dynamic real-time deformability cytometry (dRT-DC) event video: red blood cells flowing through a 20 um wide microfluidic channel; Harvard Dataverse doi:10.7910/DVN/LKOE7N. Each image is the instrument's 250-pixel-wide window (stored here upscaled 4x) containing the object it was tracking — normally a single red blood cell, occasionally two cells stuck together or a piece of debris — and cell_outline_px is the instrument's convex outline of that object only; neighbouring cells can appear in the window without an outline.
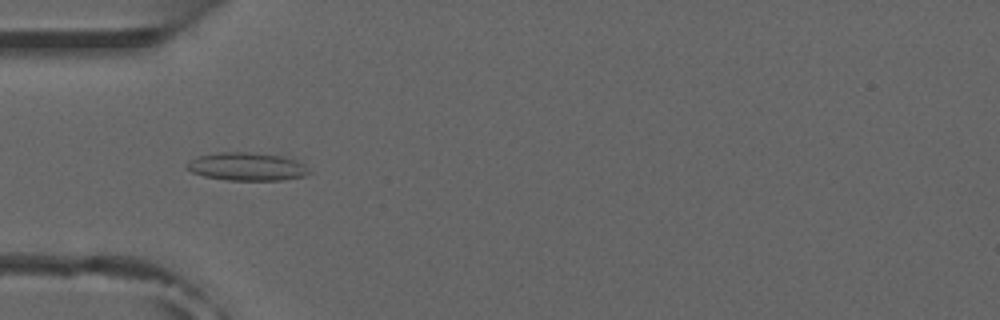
{"species": "common noctule bat (a hibernating species)", "species_latin": "Nyctalus noctula", "temperature_condition": "room temperature", "stored_images_in_passage": 52, "camera_frame_rate_fps": 3000, "um_per_image_px": 0.085, "animal": {"sex": "male", "forearm_length_mm": 52.5}, "frame": {"image": 1, "passage_image": 16, "time_ms": 5.0, "image_size_px": [1000, 320], "cell_outline_px": [[312, 172], [304, 176], [284, 180], [228, 180], [204, 176], [192, 172], [184, 168], [184, 164], [196, 156], [220, 152], [248, 152], [284, 156], [296, 160], [304, 164]], "centroid_in_image_um": [20.97, 14.16], "position_along_channel_um": 64.0, "area_um2": 20.23}, "authors_computed_cell_mechanics": {"area_um2": 16.8198, "velocity_mm_per_s": 3.9164, "shape_relaxation_time_tau1_ms": null, "shape_relaxation_time_tau2_ms": 4.6506, "deformation_change_tau1": null, "deformation_change_tau2": 0.1282}}